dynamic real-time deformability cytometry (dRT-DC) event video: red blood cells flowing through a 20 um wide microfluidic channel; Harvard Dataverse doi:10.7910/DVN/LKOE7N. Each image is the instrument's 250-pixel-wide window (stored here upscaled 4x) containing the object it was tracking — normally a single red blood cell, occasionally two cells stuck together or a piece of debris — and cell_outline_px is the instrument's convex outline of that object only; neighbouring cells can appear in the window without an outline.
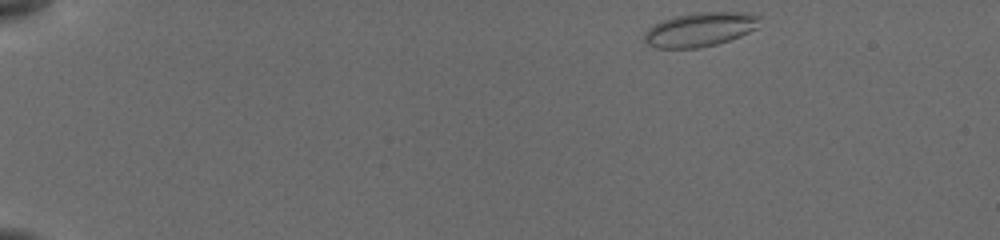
{"species": "common noctule bat (a hibernating species)", "species_latin": "Nyctalus noctula", "temperature_condition": "cold", "stored_images_in_passage": 47, "camera_frame_rate_fps": 3000, "um_per_image_px": 0.085, "animal": {"sex": "female", "body_mass_g": 19.5, "forearm_length_mm": 54.1}, "frame": {"image": 1, "passage_image": 1, "time_ms": 0.0, "image_size_px": [1000, 240], "cell_outline_px": [[760, 16], [756, 28], [740, 36], [716, 44], [700, 48], [656, 48], [648, 44], [644, 40], [644, 32], [652, 24], [672, 16], [692, 12], [744, 12]], "centroid_in_image_um": [59.45, 2.49], "position_along_channel_um": 25.6, "area_um2": 23.06}}
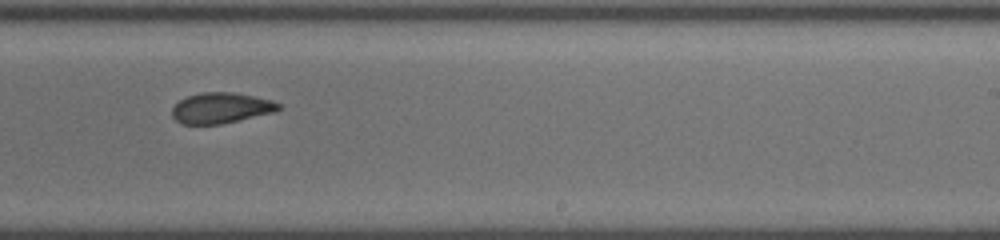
{"frame": {"image": 2, "passage_image": 29, "time_ms": 9.333, "image_size_px": [1000, 240], "cell_outline_px": [[284, 108], [276, 112], [240, 120], [220, 124], [180, 124], [172, 116], [172, 108], [180, 100], [188, 96], [200, 92], [232, 92], [272, 100], [280, 104]], "centroid_in_image_um": [18.81, 9.18], "position_along_channel_um": 270.2, "area_um2": 19.13}}
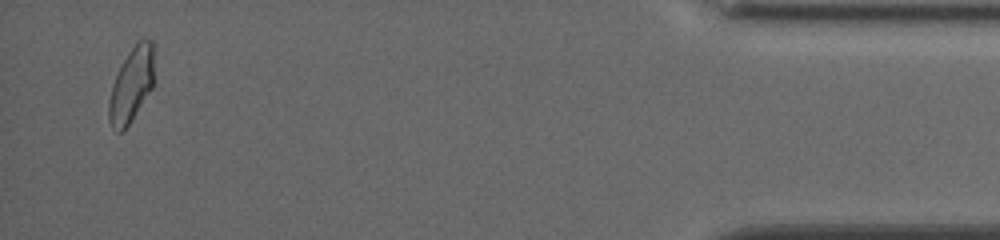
{"frame": {"image": 3, "passage_image": 46, "time_ms": 15.0, "image_size_px": [1000, 240], "cell_outline_px": [[152, 88], [128, 124], [120, 132], [116, 132], [112, 128], [108, 116], [108, 104], [112, 84], [128, 52], [140, 40], [152, 40]], "centroid_in_image_um": [11.13, 7.25], "position_along_channel_um": 424.1, "area_um2": 18.84}, "authors_computed_cell_mechanics": {"area_um2": 19.8832, "velocity_mm_per_s": 3.8492, "shape_relaxation_time_tau1_ms": 9.5549, "shape_relaxation_time_tau2_ms": 2.39, "deformation_change_tau1": 0.1899, "deformation_change_tau2": 0.0681}}